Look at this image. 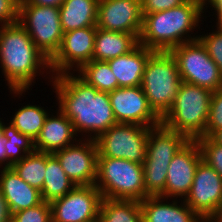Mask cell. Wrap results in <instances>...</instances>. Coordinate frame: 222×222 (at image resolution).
<instances>
[{
    "label": "cell",
    "instance_id": "cell-36",
    "mask_svg": "<svg viewBox=\"0 0 222 222\" xmlns=\"http://www.w3.org/2000/svg\"><path fill=\"white\" fill-rule=\"evenodd\" d=\"M19 8L10 0H0V25L18 22Z\"/></svg>",
    "mask_w": 222,
    "mask_h": 222
},
{
    "label": "cell",
    "instance_id": "cell-41",
    "mask_svg": "<svg viewBox=\"0 0 222 222\" xmlns=\"http://www.w3.org/2000/svg\"><path fill=\"white\" fill-rule=\"evenodd\" d=\"M214 143L222 146V129L216 130L210 137Z\"/></svg>",
    "mask_w": 222,
    "mask_h": 222
},
{
    "label": "cell",
    "instance_id": "cell-1",
    "mask_svg": "<svg viewBox=\"0 0 222 222\" xmlns=\"http://www.w3.org/2000/svg\"><path fill=\"white\" fill-rule=\"evenodd\" d=\"M51 82L57 108L72 121L80 138L96 140L117 124L108 92L98 91L75 73L53 76Z\"/></svg>",
    "mask_w": 222,
    "mask_h": 222
},
{
    "label": "cell",
    "instance_id": "cell-28",
    "mask_svg": "<svg viewBox=\"0 0 222 222\" xmlns=\"http://www.w3.org/2000/svg\"><path fill=\"white\" fill-rule=\"evenodd\" d=\"M11 168L27 184L41 191L46 170V153L34 150Z\"/></svg>",
    "mask_w": 222,
    "mask_h": 222
},
{
    "label": "cell",
    "instance_id": "cell-44",
    "mask_svg": "<svg viewBox=\"0 0 222 222\" xmlns=\"http://www.w3.org/2000/svg\"><path fill=\"white\" fill-rule=\"evenodd\" d=\"M10 1H12L18 8L26 2V0H10Z\"/></svg>",
    "mask_w": 222,
    "mask_h": 222
},
{
    "label": "cell",
    "instance_id": "cell-46",
    "mask_svg": "<svg viewBox=\"0 0 222 222\" xmlns=\"http://www.w3.org/2000/svg\"><path fill=\"white\" fill-rule=\"evenodd\" d=\"M3 120H4V119L0 117V126H1V122H2Z\"/></svg>",
    "mask_w": 222,
    "mask_h": 222
},
{
    "label": "cell",
    "instance_id": "cell-11",
    "mask_svg": "<svg viewBox=\"0 0 222 222\" xmlns=\"http://www.w3.org/2000/svg\"><path fill=\"white\" fill-rule=\"evenodd\" d=\"M95 36L96 26L65 32L58 52L50 60L52 75L76 73L84 64L90 62Z\"/></svg>",
    "mask_w": 222,
    "mask_h": 222
},
{
    "label": "cell",
    "instance_id": "cell-37",
    "mask_svg": "<svg viewBox=\"0 0 222 222\" xmlns=\"http://www.w3.org/2000/svg\"><path fill=\"white\" fill-rule=\"evenodd\" d=\"M206 13H213L207 17L214 16L216 19L215 27L222 29V0H207L205 2ZM210 8L212 12H210L207 8ZM208 10V11H207ZM214 10V11H213Z\"/></svg>",
    "mask_w": 222,
    "mask_h": 222
},
{
    "label": "cell",
    "instance_id": "cell-15",
    "mask_svg": "<svg viewBox=\"0 0 222 222\" xmlns=\"http://www.w3.org/2000/svg\"><path fill=\"white\" fill-rule=\"evenodd\" d=\"M141 0H99L96 27L134 34L138 39L142 30Z\"/></svg>",
    "mask_w": 222,
    "mask_h": 222
},
{
    "label": "cell",
    "instance_id": "cell-30",
    "mask_svg": "<svg viewBox=\"0 0 222 222\" xmlns=\"http://www.w3.org/2000/svg\"><path fill=\"white\" fill-rule=\"evenodd\" d=\"M168 166L169 164L154 163V161H143L146 197H164Z\"/></svg>",
    "mask_w": 222,
    "mask_h": 222
},
{
    "label": "cell",
    "instance_id": "cell-42",
    "mask_svg": "<svg viewBox=\"0 0 222 222\" xmlns=\"http://www.w3.org/2000/svg\"><path fill=\"white\" fill-rule=\"evenodd\" d=\"M217 222H222V202L216 208L215 212L211 215Z\"/></svg>",
    "mask_w": 222,
    "mask_h": 222
},
{
    "label": "cell",
    "instance_id": "cell-9",
    "mask_svg": "<svg viewBox=\"0 0 222 222\" xmlns=\"http://www.w3.org/2000/svg\"><path fill=\"white\" fill-rule=\"evenodd\" d=\"M150 127L117 123L95 141L98 157L123 158L143 164L147 152Z\"/></svg>",
    "mask_w": 222,
    "mask_h": 222
},
{
    "label": "cell",
    "instance_id": "cell-32",
    "mask_svg": "<svg viewBox=\"0 0 222 222\" xmlns=\"http://www.w3.org/2000/svg\"><path fill=\"white\" fill-rule=\"evenodd\" d=\"M202 160L222 176V146L214 143L209 137L196 139Z\"/></svg>",
    "mask_w": 222,
    "mask_h": 222
},
{
    "label": "cell",
    "instance_id": "cell-26",
    "mask_svg": "<svg viewBox=\"0 0 222 222\" xmlns=\"http://www.w3.org/2000/svg\"><path fill=\"white\" fill-rule=\"evenodd\" d=\"M98 219L100 222H143L140 201L103 198Z\"/></svg>",
    "mask_w": 222,
    "mask_h": 222
},
{
    "label": "cell",
    "instance_id": "cell-35",
    "mask_svg": "<svg viewBox=\"0 0 222 222\" xmlns=\"http://www.w3.org/2000/svg\"><path fill=\"white\" fill-rule=\"evenodd\" d=\"M188 0H141L142 14H150L178 7Z\"/></svg>",
    "mask_w": 222,
    "mask_h": 222
},
{
    "label": "cell",
    "instance_id": "cell-27",
    "mask_svg": "<svg viewBox=\"0 0 222 222\" xmlns=\"http://www.w3.org/2000/svg\"><path fill=\"white\" fill-rule=\"evenodd\" d=\"M76 74L98 91L109 93L118 88V81L107 61L91 60L84 64Z\"/></svg>",
    "mask_w": 222,
    "mask_h": 222
},
{
    "label": "cell",
    "instance_id": "cell-23",
    "mask_svg": "<svg viewBox=\"0 0 222 222\" xmlns=\"http://www.w3.org/2000/svg\"><path fill=\"white\" fill-rule=\"evenodd\" d=\"M99 0H64L59 7L63 32L96 26Z\"/></svg>",
    "mask_w": 222,
    "mask_h": 222
},
{
    "label": "cell",
    "instance_id": "cell-24",
    "mask_svg": "<svg viewBox=\"0 0 222 222\" xmlns=\"http://www.w3.org/2000/svg\"><path fill=\"white\" fill-rule=\"evenodd\" d=\"M75 186L76 184L65 174L58 159L53 154L46 153V170L41 190L43 201L51 203L62 198Z\"/></svg>",
    "mask_w": 222,
    "mask_h": 222
},
{
    "label": "cell",
    "instance_id": "cell-8",
    "mask_svg": "<svg viewBox=\"0 0 222 222\" xmlns=\"http://www.w3.org/2000/svg\"><path fill=\"white\" fill-rule=\"evenodd\" d=\"M183 82L207 88L212 92L222 87V75L205 47L197 39L170 50Z\"/></svg>",
    "mask_w": 222,
    "mask_h": 222
},
{
    "label": "cell",
    "instance_id": "cell-5",
    "mask_svg": "<svg viewBox=\"0 0 222 222\" xmlns=\"http://www.w3.org/2000/svg\"><path fill=\"white\" fill-rule=\"evenodd\" d=\"M95 186L103 198L143 201L146 198L143 164L98 157Z\"/></svg>",
    "mask_w": 222,
    "mask_h": 222
},
{
    "label": "cell",
    "instance_id": "cell-40",
    "mask_svg": "<svg viewBox=\"0 0 222 222\" xmlns=\"http://www.w3.org/2000/svg\"><path fill=\"white\" fill-rule=\"evenodd\" d=\"M64 0H26L25 3H31L36 5L60 7Z\"/></svg>",
    "mask_w": 222,
    "mask_h": 222
},
{
    "label": "cell",
    "instance_id": "cell-33",
    "mask_svg": "<svg viewBox=\"0 0 222 222\" xmlns=\"http://www.w3.org/2000/svg\"><path fill=\"white\" fill-rule=\"evenodd\" d=\"M12 222H52L51 205L43 201L35 207L15 212Z\"/></svg>",
    "mask_w": 222,
    "mask_h": 222
},
{
    "label": "cell",
    "instance_id": "cell-38",
    "mask_svg": "<svg viewBox=\"0 0 222 222\" xmlns=\"http://www.w3.org/2000/svg\"><path fill=\"white\" fill-rule=\"evenodd\" d=\"M0 222H12V213L8 203L0 190Z\"/></svg>",
    "mask_w": 222,
    "mask_h": 222
},
{
    "label": "cell",
    "instance_id": "cell-39",
    "mask_svg": "<svg viewBox=\"0 0 222 222\" xmlns=\"http://www.w3.org/2000/svg\"><path fill=\"white\" fill-rule=\"evenodd\" d=\"M7 140L8 139L4 137L0 131V168H8V158L5 148Z\"/></svg>",
    "mask_w": 222,
    "mask_h": 222
},
{
    "label": "cell",
    "instance_id": "cell-7",
    "mask_svg": "<svg viewBox=\"0 0 222 222\" xmlns=\"http://www.w3.org/2000/svg\"><path fill=\"white\" fill-rule=\"evenodd\" d=\"M18 22L35 46L51 60L58 52L64 35L59 7L24 3L19 7Z\"/></svg>",
    "mask_w": 222,
    "mask_h": 222
},
{
    "label": "cell",
    "instance_id": "cell-45",
    "mask_svg": "<svg viewBox=\"0 0 222 222\" xmlns=\"http://www.w3.org/2000/svg\"><path fill=\"white\" fill-rule=\"evenodd\" d=\"M90 222H100V220L96 219V220H93V221H90Z\"/></svg>",
    "mask_w": 222,
    "mask_h": 222
},
{
    "label": "cell",
    "instance_id": "cell-25",
    "mask_svg": "<svg viewBox=\"0 0 222 222\" xmlns=\"http://www.w3.org/2000/svg\"><path fill=\"white\" fill-rule=\"evenodd\" d=\"M18 107V109L15 108V113H12V118L10 117V120L5 118V121L10 122L20 133L35 141L48 114L53 110L51 108L46 110L44 106L35 105L33 102L22 105L21 108Z\"/></svg>",
    "mask_w": 222,
    "mask_h": 222
},
{
    "label": "cell",
    "instance_id": "cell-31",
    "mask_svg": "<svg viewBox=\"0 0 222 222\" xmlns=\"http://www.w3.org/2000/svg\"><path fill=\"white\" fill-rule=\"evenodd\" d=\"M212 29V32L210 31L209 33H202L200 30L198 40L205 47L210 58L217 64L222 75V29L215 28L214 25Z\"/></svg>",
    "mask_w": 222,
    "mask_h": 222
},
{
    "label": "cell",
    "instance_id": "cell-2",
    "mask_svg": "<svg viewBox=\"0 0 222 222\" xmlns=\"http://www.w3.org/2000/svg\"><path fill=\"white\" fill-rule=\"evenodd\" d=\"M0 68L14 99L29 94L28 90H32L39 76L48 79L49 84L53 78L50 60L35 46L19 22L0 25Z\"/></svg>",
    "mask_w": 222,
    "mask_h": 222
},
{
    "label": "cell",
    "instance_id": "cell-21",
    "mask_svg": "<svg viewBox=\"0 0 222 222\" xmlns=\"http://www.w3.org/2000/svg\"><path fill=\"white\" fill-rule=\"evenodd\" d=\"M189 141L183 134L160 123L150 127L147 152L144 161L170 164L175 154Z\"/></svg>",
    "mask_w": 222,
    "mask_h": 222
},
{
    "label": "cell",
    "instance_id": "cell-4",
    "mask_svg": "<svg viewBox=\"0 0 222 222\" xmlns=\"http://www.w3.org/2000/svg\"><path fill=\"white\" fill-rule=\"evenodd\" d=\"M212 91L198 85L180 84L174 103L161 118V123L189 140H196L205 133Z\"/></svg>",
    "mask_w": 222,
    "mask_h": 222
},
{
    "label": "cell",
    "instance_id": "cell-18",
    "mask_svg": "<svg viewBox=\"0 0 222 222\" xmlns=\"http://www.w3.org/2000/svg\"><path fill=\"white\" fill-rule=\"evenodd\" d=\"M140 204L143 222H197L199 217L182 199L148 196Z\"/></svg>",
    "mask_w": 222,
    "mask_h": 222
},
{
    "label": "cell",
    "instance_id": "cell-16",
    "mask_svg": "<svg viewBox=\"0 0 222 222\" xmlns=\"http://www.w3.org/2000/svg\"><path fill=\"white\" fill-rule=\"evenodd\" d=\"M184 202L199 216H211L222 202V176L203 160Z\"/></svg>",
    "mask_w": 222,
    "mask_h": 222
},
{
    "label": "cell",
    "instance_id": "cell-14",
    "mask_svg": "<svg viewBox=\"0 0 222 222\" xmlns=\"http://www.w3.org/2000/svg\"><path fill=\"white\" fill-rule=\"evenodd\" d=\"M202 161L196 140H189L173 157L168 169L164 197L184 200L188 195L198 164Z\"/></svg>",
    "mask_w": 222,
    "mask_h": 222
},
{
    "label": "cell",
    "instance_id": "cell-17",
    "mask_svg": "<svg viewBox=\"0 0 222 222\" xmlns=\"http://www.w3.org/2000/svg\"><path fill=\"white\" fill-rule=\"evenodd\" d=\"M52 112L48 114L38 137L34 141L36 151L53 154L80 139L68 117L58 108L55 111L53 109Z\"/></svg>",
    "mask_w": 222,
    "mask_h": 222
},
{
    "label": "cell",
    "instance_id": "cell-20",
    "mask_svg": "<svg viewBox=\"0 0 222 222\" xmlns=\"http://www.w3.org/2000/svg\"><path fill=\"white\" fill-rule=\"evenodd\" d=\"M154 50L138 44L127 54L108 60L118 87L141 86L144 69Z\"/></svg>",
    "mask_w": 222,
    "mask_h": 222
},
{
    "label": "cell",
    "instance_id": "cell-22",
    "mask_svg": "<svg viewBox=\"0 0 222 222\" xmlns=\"http://www.w3.org/2000/svg\"><path fill=\"white\" fill-rule=\"evenodd\" d=\"M139 39L131 33L108 31L96 27L92 60L108 61L132 51Z\"/></svg>",
    "mask_w": 222,
    "mask_h": 222
},
{
    "label": "cell",
    "instance_id": "cell-10",
    "mask_svg": "<svg viewBox=\"0 0 222 222\" xmlns=\"http://www.w3.org/2000/svg\"><path fill=\"white\" fill-rule=\"evenodd\" d=\"M103 197L95 185H76L50 203L52 222H90L98 219Z\"/></svg>",
    "mask_w": 222,
    "mask_h": 222
},
{
    "label": "cell",
    "instance_id": "cell-43",
    "mask_svg": "<svg viewBox=\"0 0 222 222\" xmlns=\"http://www.w3.org/2000/svg\"><path fill=\"white\" fill-rule=\"evenodd\" d=\"M197 222H217V221L211 216H199Z\"/></svg>",
    "mask_w": 222,
    "mask_h": 222
},
{
    "label": "cell",
    "instance_id": "cell-13",
    "mask_svg": "<svg viewBox=\"0 0 222 222\" xmlns=\"http://www.w3.org/2000/svg\"><path fill=\"white\" fill-rule=\"evenodd\" d=\"M117 123L153 127L161 118L149 106L141 86L118 87L108 93Z\"/></svg>",
    "mask_w": 222,
    "mask_h": 222
},
{
    "label": "cell",
    "instance_id": "cell-34",
    "mask_svg": "<svg viewBox=\"0 0 222 222\" xmlns=\"http://www.w3.org/2000/svg\"><path fill=\"white\" fill-rule=\"evenodd\" d=\"M222 129V87L212 93L205 133L210 137L216 130Z\"/></svg>",
    "mask_w": 222,
    "mask_h": 222
},
{
    "label": "cell",
    "instance_id": "cell-12",
    "mask_svg": "<svg viewBox=\"0 0 222 222\" xmlns=\"http://www.w3.org/2000/svg\"><path fill=\"white\" fill-rule=\"evenodd\" d=\"M53 155L76 185H95L98 166L95 140L80 138L76 143L56 151Z\"/></svg>",
    "mask_w": 222,
    "mask_h": 222
},
{
    "label": "cell",
    "instance_id": "cell-3",
    "mask_svg": "<svg viewBox=\"0 0 222 222\" xmlns=\"http://www.w3.org/2000/svg\"><path fill=\"white\" fill-rule=\"evenodd\" d=\"M205 15L203 0H188L178 7L143 14L139 44L154 51H170L183 43L197 40L196 30L203 29L200 25L206 21Z\"/></svg>",
    "mask_w": 222,
    "mask_h": 222
},
{
    "label": "cell",
    "instance_id": "cell-6",
    "mask_svg": "<svg viewBox=\"0 0 222 222\" xmlns=\"http://www.w3.org/2000/svg\"><path fill=\"white\" fill-rule=\"evenodd\" d=\"M182 80L170 51H154L146 63L141 88L149 106L162 118L174 103Z\"/></svg>",
    "mask_w": 222,
    "mask_h": 222
},
{
    "label": "cell",
    "instance_id": "cell-29",
    "mask_svg": "<svg viewBox=\"0 0 222 222\" xmlns=\"http://www.w3.org/2000/svg\"><path fill=\"white\" fill-rule=\"evenodd\" d=\"M4 121L1 122L0 131L8 139L5 143V148L8 158V168H11L13 164L21 161L27 154L35 150L34 141L20 133L10 122L5 123Z\"/></svg>",
    "mask_w": 222,
    "mask_h": 222
},
{
    "label": "cell",
    "instance_id": "cell-19",
    "mask_svg": "<svg viewBox=\"0 0 222 222\" xmlns=\"http://www.w3.org/2000/svg\"><path fill=\"white\" fill-rule=\"evenodd\" d=\"M0 190L12 214L43 202L41 191L27 184L12 168L0 169Z\"/></svg>",
    "mask_w": 222,
    "mask_h": 222
}]
</instances>
